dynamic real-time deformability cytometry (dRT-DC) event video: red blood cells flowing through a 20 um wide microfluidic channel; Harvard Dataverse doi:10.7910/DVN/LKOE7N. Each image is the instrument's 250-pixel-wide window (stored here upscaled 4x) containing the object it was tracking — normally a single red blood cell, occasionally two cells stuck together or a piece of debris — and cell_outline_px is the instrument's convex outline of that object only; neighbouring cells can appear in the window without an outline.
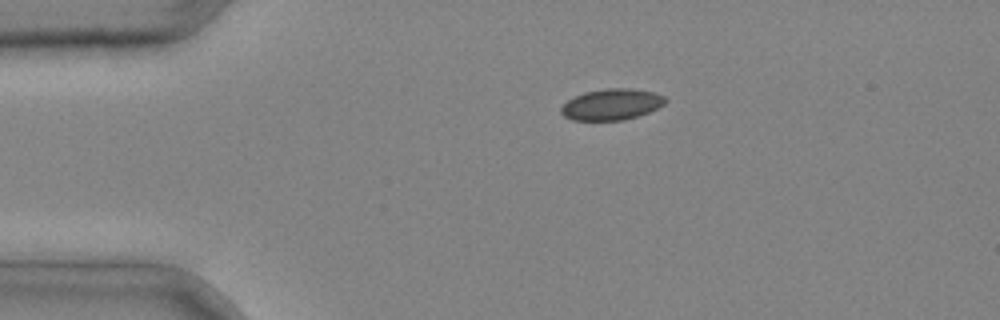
{"species": "common noctule bat (a hibernating species)", "species_latin": "Nyctalus noctula", "temperature_condition": "cold", "stored_images_in_passage": 2, "camera_frame_rate_fps": 3000, "um_per_image_px": 0.085, "animal": {"sex": "male", "body_mass_g": 20.4}, "frame": {"image": 1, "passage_image": 1, "time_ms": 0.0, "image_size_px": [1000, 320], "cell_outline_px": [[668, 100], [664, 104], [648, 112], [624, 120], [572, 120], [564, 116], [560, 112], [560, 108], [568, 100], [584, 92], [608, 88], [632, 88], [652, 92], [664, 96]], "centroid_in_image_um": [51.98, 8.87], "position_along_channel_um": 33.0, "area_um2": 18.79}}